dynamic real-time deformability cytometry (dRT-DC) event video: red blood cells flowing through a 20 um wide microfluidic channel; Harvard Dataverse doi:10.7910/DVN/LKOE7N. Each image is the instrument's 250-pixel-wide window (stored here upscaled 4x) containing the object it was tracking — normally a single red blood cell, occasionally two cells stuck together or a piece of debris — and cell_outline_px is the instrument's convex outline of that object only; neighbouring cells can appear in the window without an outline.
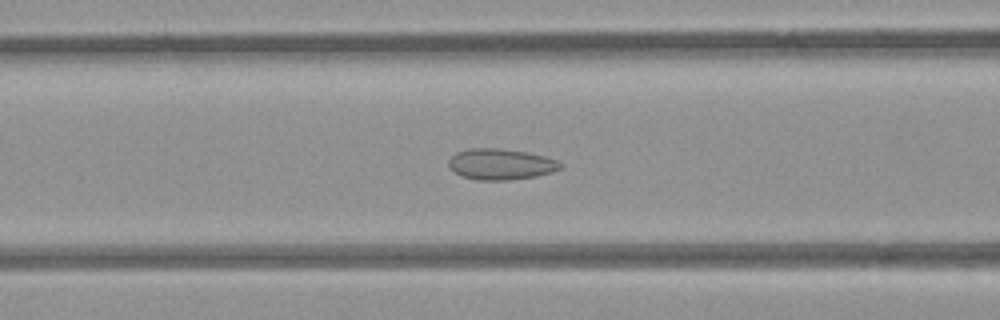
{"species": "common noctule bat (a hibernating species)", "species_latin": "Nyctalus noctula", "temperature_condition": "room temperature", "stored_images_in_passage": 52, "camera_frame_rate_fps": 3000, "um_per_image_px": 0.085, "animal": {"sex": "female", "body_mass_g": 21.9}, "frame": {"image": 1, "passage_image": 19, "time_ms": 6.0, "image_size_px": [1000, 320], "cell_outline_px": [[564, 164], [560, 168], [552, 172], [536, 176], [512, 180], [476, 180], [460, 176], [448, 168], [448, 160], [456, 152], [468, 148], [496, 148], [524, 152], [544, 156], [556, 160]], "centroid_in_image_um": [42.52, 13.97], "position_along_channel_um": 124.1, "area_um2": 20.29}}
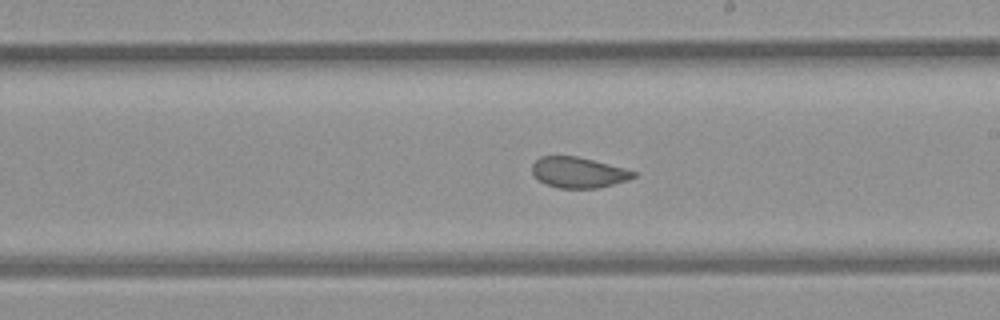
{"frame": {"image": 2, "passage_image": 28, "time_ms": 9.0, "image_size_px": [1000, 320], "cell_outline_px": [[636, 176], [628, 180], [600, 188], [560, 188], [548, 184], [540, 180], [532, 172], [532, 164], [540, 156], [576, 156], [624, 168], [636, 172]], "centroid_in_image_um": [49.18, 14.66], "position_along_channel_um": 239.8, "area_um2": 17.92}}
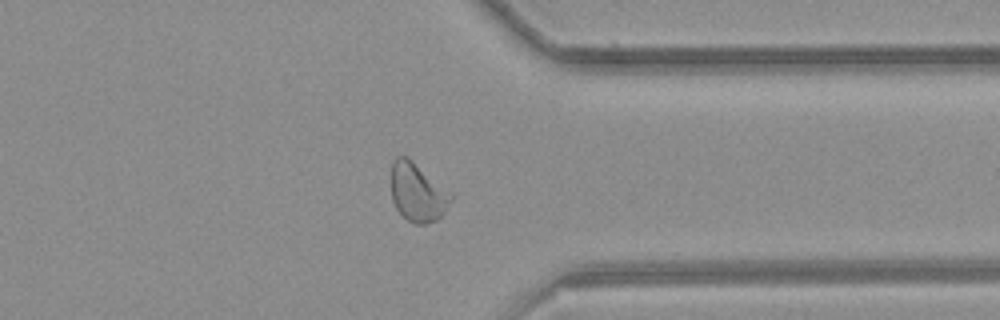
{"frame": {"image": 3, "passage_image": 39, "time_ms": 12.667, "image_size_px": [1000, 320], "cell_outline_px": [[456, 196], [444, 212], [436, 220], [424, 224], [416, 224], [408, 220], [396, 208], [392, 200], [392, 160], [396, 156], [404, 156], [452, 192]], "centroid_in_image_um": [35.52, 16.38], "position_along_channel_um": 375.9, "area_um2": 20.11}, "authors_computed_cell_mechanics": {"area_um2": 20.5479, "velocity_mm_per_s": 3.8651, "shape_relaxation_time_tau1_ms": null, "shape_relaxation_time_tau2_ms": 1.2041, "deformation_change_tau1": null, "deformation_change_tau2": 0.0682}}